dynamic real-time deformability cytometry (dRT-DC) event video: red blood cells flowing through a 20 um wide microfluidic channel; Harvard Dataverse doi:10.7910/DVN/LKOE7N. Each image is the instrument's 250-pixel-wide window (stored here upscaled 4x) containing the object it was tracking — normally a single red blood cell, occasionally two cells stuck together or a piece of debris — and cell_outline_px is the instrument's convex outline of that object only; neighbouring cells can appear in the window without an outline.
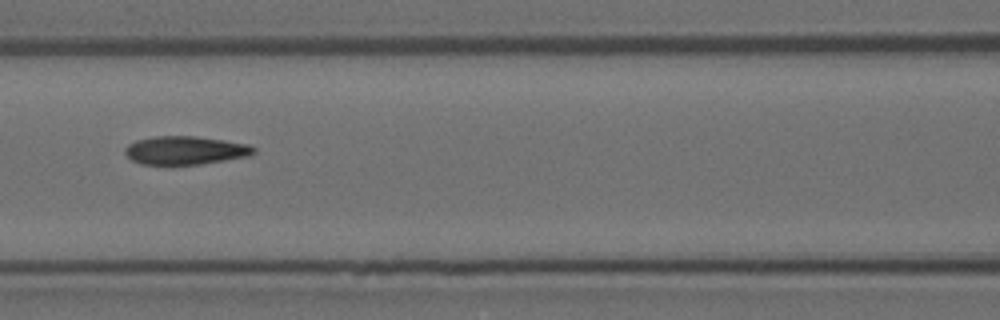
{"species": "Egyptian fruit bat (a non-hibernating species)", "species_latin": "Rousettus aegyptiacus", "temperature_condition": "room temperature", "stored_images_in_passage": 14, "camera_frame_rate_fps": 3000, "um_per_image_px": 0.085, "animal": {"sex": "female"}, "frame": {"image": 1, "passage_image": 5, "time_ms": 1.333, "image_size_px": [1000, 320], "cell_outline_px": [[256, 152], [248, 156], [200, 164], [140, 164], [132, 160], [124, 152], [124, 148], [128, 144], [136, 140], [152, 136], [196, 136], [224, 140], [248, 144], [256, 148]], "centroid_in_image_um": [15.73, 12.77], "position_along_channel_um": 150.9, "area_um2": 21.27}}
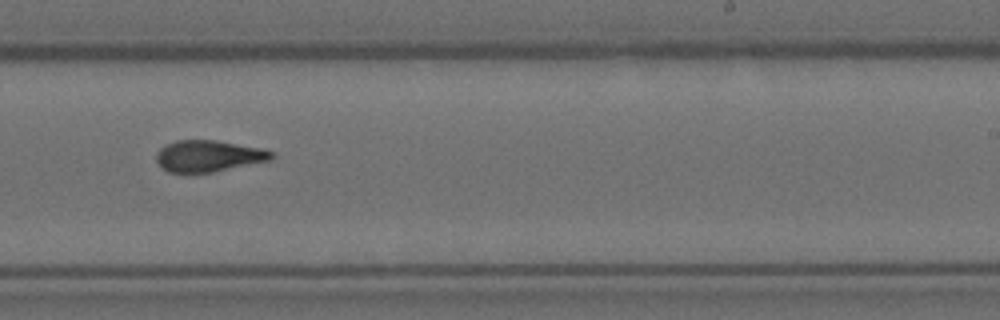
{"frame": {"image": 2, "passage_image": 8, "time_ms": 2.333, "image_size_px": [1000, 320], "cell_outline_px": [[276, 156], [272, 160], [212, 172], [168, 172], [160, 168], [156, 160], [156, 152], [164, 144], [176, 140], [216, 140], [260, 148], [272, 152]], "centroid_in_image_um": [17.69, 13.26], "position_along_channel_um": 271.3, "area_um2": 21.21}}
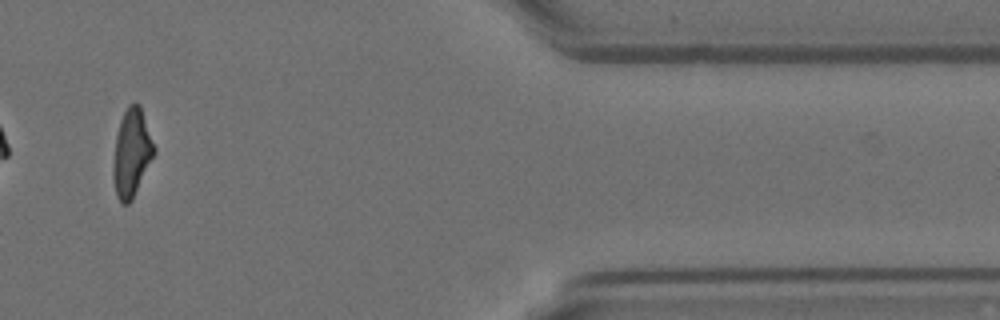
{"frame": {"image": 3, "passage_image": 12, "time_ms": 3.667, "image_size_px": [1000, 320], "cell_outline_px": [[156, 152], [132, 200], [128, 204], [120, 204], [116, 196], [112, 176], [112, 168], [116, 136], [120, 120], [128, 104], [136, 100], [140, 104], [156, 148]], "centroid_in_image_um": [11.19, 12.99], "position_along_channel_um": 400.2, "area_um2": 21.33}}